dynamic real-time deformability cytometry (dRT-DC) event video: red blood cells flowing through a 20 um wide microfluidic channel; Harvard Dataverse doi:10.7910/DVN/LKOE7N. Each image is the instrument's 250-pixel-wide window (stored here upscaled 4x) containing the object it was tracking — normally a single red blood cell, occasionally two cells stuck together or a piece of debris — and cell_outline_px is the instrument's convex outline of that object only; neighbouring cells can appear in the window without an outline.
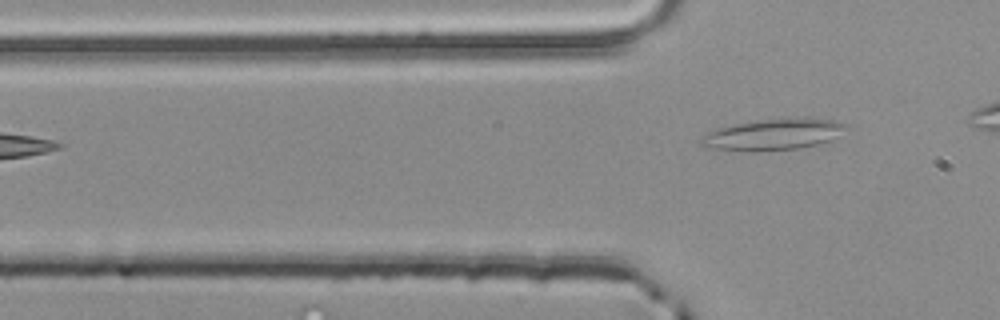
{"species": "common noctule bat (a hibernating species)", "species_latin": "Nyctalus noctula", "temperature_condition": "room temperature", "stored_images_in_passage": 2, "camera_frame_rate_fps": 3000, "um_per_image_px": 0.085, "animal": {"sex": "male", "body_mass_g": 20.4}, "frame": {"image": 1, "passage_image": 2, "time_ms": 0.333, "image_size_px": [1000, 320], "cell_outline_px": [[848, 128], [832, 140], [800, 148], [716, 148], [700, 144], [700, 140], [708, 132], [720, 128], [736, 124], [760, 120], [832, 120], [848, 124]], "centroid_in_image_um": [65.82, 11.4], "position_along_channel_um": 60.0, "area_um2": 24.1}}